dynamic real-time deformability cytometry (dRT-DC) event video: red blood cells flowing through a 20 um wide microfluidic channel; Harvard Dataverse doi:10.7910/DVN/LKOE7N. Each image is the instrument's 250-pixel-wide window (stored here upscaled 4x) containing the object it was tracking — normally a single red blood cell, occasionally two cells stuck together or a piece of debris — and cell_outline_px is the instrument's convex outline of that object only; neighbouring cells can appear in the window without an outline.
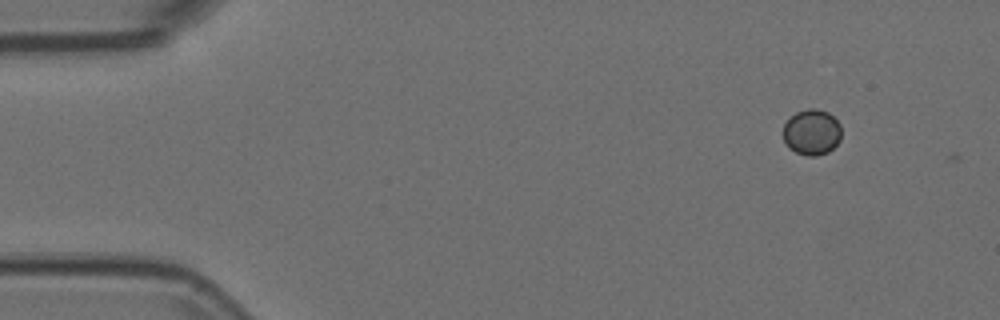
{"species": "Egyptian fruit bat (a non-hibernating species)", "species_latin": "Rousettus aegyptiacus", "temperature_condition": "room temperature", "stored_images_in_passage": 2, "camera_frame_rate_fps": 3000, "um_per_image_px": 0.085, "animal": {"sex": "female"}, "frame": {"image": 1, "passage_image": 1, "time_ms": 0.0, "image_size_px": [1000, 320], "cell_outline_px": [[840, 140], [828, 152], [816, 156], [808, 156], [796, 152], [788, 148], [784, 140], [784, 124], [796, 112], [808, 108], [816, 108], [828, 112], [840, 124]], "centroid_in_image_um": [69.0, 11.23], "position_along_channel_um": 16.0, "area_um2": 15.43}}